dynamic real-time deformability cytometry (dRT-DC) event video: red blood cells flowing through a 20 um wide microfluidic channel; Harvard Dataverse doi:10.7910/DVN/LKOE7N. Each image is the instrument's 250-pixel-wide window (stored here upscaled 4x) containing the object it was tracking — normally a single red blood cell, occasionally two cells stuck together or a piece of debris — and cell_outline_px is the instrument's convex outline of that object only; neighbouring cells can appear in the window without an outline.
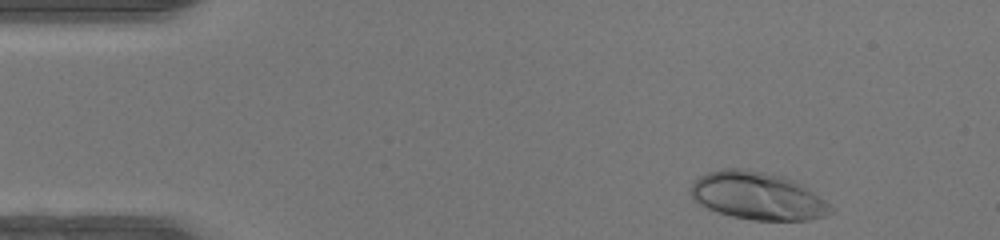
{"species": "human", "species_latin": "Homo sapiens", "temperature_condition": "warm", "stored_images_in_passage": 44, "camera_frame_rate_fps": 3000, "um_per_image_px": 0.085, "donor": {"sex": "female"}, "frame": {"image": 1, "passage_image": 2, "time_ms": 0.333, "image_size_px": [1000, 240], "cell_outline_px": [[836, 212], [824, 216], [808, 220], [752, 220], [732, 216], [708, 208], [692, 200], [688, 192], [688, 188], [700, 176], [708, 172], [720, 168], [748, 168], [780, 176], [792, 180], [800, 184], [824, 200]], "centroid_in_image_um": [64.34, 16.65], "position_along_channel_um": 20.7, "area_um2": 38.84}}
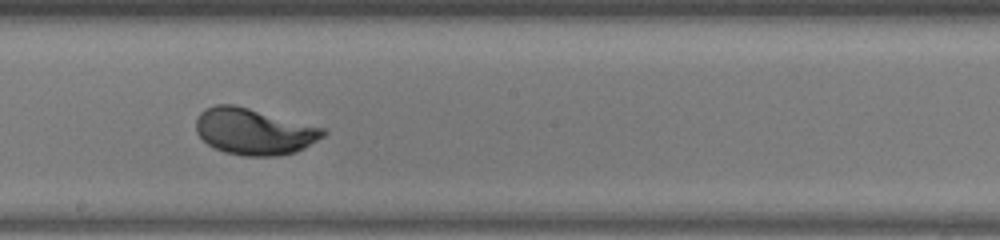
{"frame": {"image": 2, "passage_image": 23, "time_ms": 7.333, "image_size_px": [1000, 240], "cell_outline_px": [[328, 132], [324, 136], [304, 148], [296, 152], [276, 156], [244, 156], [224, 152], [208, 144], [196, 132], [196, 120], [200, 112], [204, 108], [216, 104], [232, 104], [328, 128]], "centroid_in_image_um": [21.62, 11.17], "position_along_channel_um": 226.6, "area_um2": 34.51}}
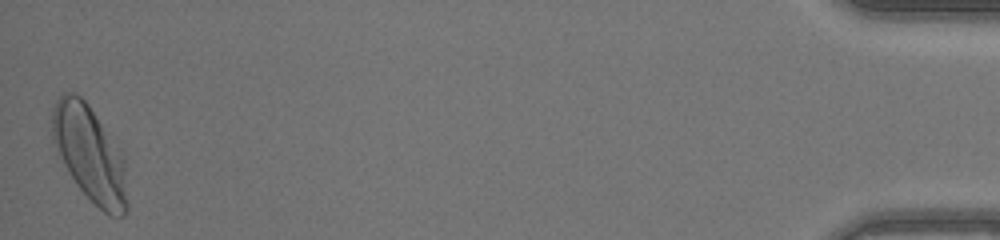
{"frame": {"image": 3, "passage_image": 44, "time_ms": 14.333, "image_size_px": [1000, 240], "cell_outline_px": [[128, 208], [124, 216], [108, 216], [76, 184], [68, 172], [52, 140], [52, 108], [56, 100], [64, 92], [76, 92], [88, 104], [124, 156], [128, 204]], "centroid_in_image_um": [7.64, 13.08], "position_along_channel_um": 427.6, "area_um2": 41.62}, "authors_computed_cell_mechanics": {"area_um2": 34.6222, "velocity_mm_per_s": 4.2663, "shape_relaxation_time_tau1_ms": 2.7609, "shape_relaxation_time_tau2_ms": null, "deformation_change_tau1": 0.1889, "deformation_change_tau2": null}}